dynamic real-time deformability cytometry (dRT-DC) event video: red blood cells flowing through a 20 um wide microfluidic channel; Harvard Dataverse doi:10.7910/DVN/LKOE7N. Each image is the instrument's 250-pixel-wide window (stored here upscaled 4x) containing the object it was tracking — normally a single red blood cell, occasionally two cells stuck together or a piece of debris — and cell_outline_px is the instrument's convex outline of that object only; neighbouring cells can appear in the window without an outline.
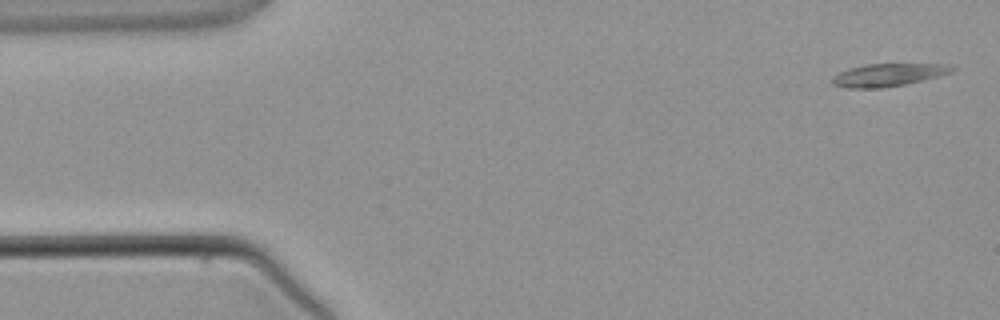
{"species": "common noctule bat (a hibernating species)", "species_latin": "Nyctalus noctula", "temperature_condition": "warm", "stored_images_in_passage": 4, "camera_frame_rate_fps": 3000, "um_per_image_px": 0.085, "animal": {"sex": "male", "body_mass_g": 21.5, "forearm_length_mm": 52.0}, "frame": {"image": 1, "passage_image": 1, "time_ms": 0.0, "image_size_px": [1000, 320], "cell_outline_px": [[956, 68], [952, 72], [904, 84], [880, 88], [848, 88], [832, 84], [832, 76], [848, 68], [868, 64], [956, 64]], "centroid_in_image_um": [75.5, 6.35], "position_along_channel_um": 9.5, "area_um2": 15.72}}
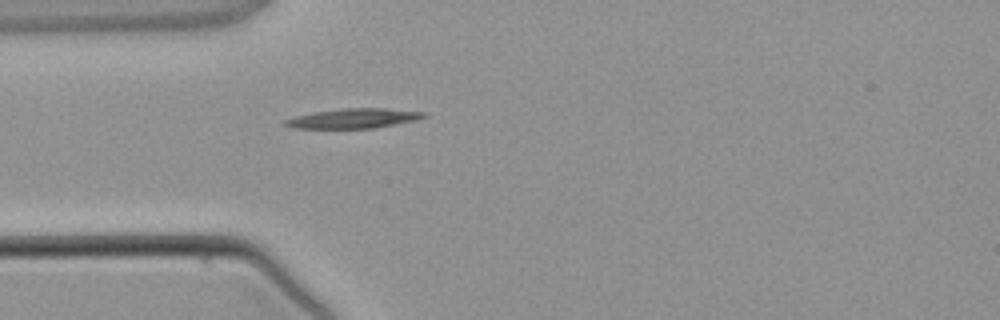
{"frame": {"image": 2, "passage_image": 4, "time_ms": 3.333, "image_size_px": [1000, 320], "cell_outline_px": [[428, 116], [416, 120], [376, 128], [292, 128], [284, 124], [284, 120], [296, 116], [312, 112], [344, 108], [384, 108], [428, 112]], "centroid_in_image_um": [30.1, 10.06], "position_along_channel_um": 54.9, "area_um2": 16.01}}